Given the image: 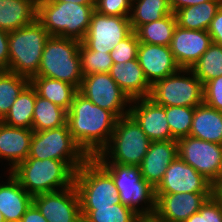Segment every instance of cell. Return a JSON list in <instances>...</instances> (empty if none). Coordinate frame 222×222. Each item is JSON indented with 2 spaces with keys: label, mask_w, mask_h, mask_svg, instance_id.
<instances>
[{
  "label": "cell",
  "mask_w": 222,
  "mask_h": 222,
  "mask_svg": "<svg viewBox=\"0 0 222 222\" xmlns=\"http://www.w3.org/2000/svg\"><path fill=\"white\" fill-rule=\"evenodd\" d=\"M117 119L112 112L95 105L79 92L67 112L69 131L89 158L99 155L107 146Z\"/></svg>",
  "instance_id": "obj_1"
},
{
  "label": "cell",
  "mask_w": 222,
  "mask_h": 222,
  "mask_svg": "<svg viewBox=\"0 0 222 222\" xmlns=\"http://www.w3.org/2000/svg\"><path fill=\"white\" fill-rule=\"evenodd\" d=\"M95 5L37 0L36 19L50 36L82 41L87 34Z\"/></svg>",
  "instance_id": "obj_2"
},
{
  "label": "cell",
  "mask_w": 222,
  "mask_h": 222,
  "mask_svg": "<svg viewBox=\"0 0 222 222\" xmlns=\"http://www.w3.org/2000/svg\"><path fill=\"white\" fill-rule=\"evenodd\" d=\"M10 173L31 196L71 187L75 177V172L64 161L49 158H26Z\"/></svg>",
  "instance_id": "obj_3"
},
{
  "label": "cell",
  "mask_w": 222,
  "mask_h": 222,
  "mask_svg": "<svg viewBox=\"0 0 222 222\" xmlns=\"http://www.w3.org/2000/svg\"><path fill=\"white\" fill-rule=\"evenodd\" d=\"M150 142L137 122L127 115L117 119L109 143L99 155L93 158L99 164L139 166L148 151Z\"/></svg>",
  "instance_id": "obj_4"
},
{
  "label": "cell",
  "mask_w": 222,
  "mask_h": 222,
  "mask_svg": "<svg viewBox=\"0 0 222 222\" xmlns=\"http://www.w3.org/2000/svg\"><path fill=\"white\" fill-rule=\"evenodd\" d=\"M81 42L50 36L45 43L41 63L35 76L61 80L79 89L83 75L79 47Z\"/></svg>",
  "instance_id": "obj_5"
},
{
  "label": "cell",
  "mask_w": 222,
  "mask_h": 222,
  "mask_svg": "<svg viewBox=\"0 0 222 222\" xmlns=\"http://www.w3.org/2000/svg\"><path fill=\"white\" fill-rule=\"evenodd\" d=\"M50 34L35 19L20 29L9 32L8 71L31 79L38 72L45 43Z\"/></svg>",
  "instance_id": "obj_6"
},
{
  "label": "cell",
  "mask_w": 222,
  "mask_h": 222,
  "mask_svg": "<svg viewBox=\"0 0 222 222\" xmlns=\"http://www.w3.org/2000/svg\"><path fill=\"white\" fill-rule=\"evenodd\" d=\"M74 185L81 208H105L121 203L112 176L94 158L76 170Z\"/></svg>",
  "instance_id": "obj_7"
},
{
  "label": "cell",
  "mask_w": 222,
  "mask_h": 222,
  "mask_svg": "<svg viewBox=\"0 0 222 222\" xmlns=\"http://www.w3.org/2000/svg\"><path fill=\"white\" fill-rule=\"evenodd\" d=\"M27 158L64 161L74 172L89 157L73 139L68 124L44 131H33Z\"/></svg>",
  "instance_id": "obj_8"
},
{
  "label": "cell",
  "mask_w": 222,
  "mask_h": 222,
  "mask_svg": "<svg viewBox=\"0 0 222 222\" xmlns=\"http://www.w3.org/2000/svg\"><path fill=\"white\" fill-rule=\"evenodd\" d=\"M100 165L112 176L123 205L131 208L140 217L154 215L156 210L155 189L142 178L139 166ZM139 202L141 204L147 202V207L140 209Z\"/></svg>",
  "instance_id": "obj_9"
},
{
  "label": "cell",
  "mask_w": 222,
  "mask_h": 222,
  "mask_svg": "<svg viewBox=\"0 0 222 222\" xmlns=\"http://www.w3.org/2000/svg\"><path fill=\"white\" fill-rule=\"evenodd\" d=\"M181 73L189 76L186 77ZM149 98L156 104L165 107H196L204 102L203 84L191 69H180L178 72L156 81L151 86Z\"/></svg>",
  "instance_id": "obj_10"
},
{
  "label": "cell",
  "mask_w": 222,
  "mask_h": 222,
  "mask_svg": "<svg viewBox=\"0 0 222 222\" xmlns=\"http://www.w3.org/2000/svg\"><path fill=\"white\" fill-rule=\"evenodd\" d=\"M178 157L215 187L222 180V144L185 136L177 139Z\"/></svg>",
  "instance_id": "obj_11"
},
{
  "label": "cell",
  "mask_w": 222,
  "mask_h": 222,
  "mask_svg": "<svg viewBox=\"0 0 222 222\" xmlns=\"http://www.w3.org/2000/svg\"><path fill=\"white\" fill-rule=\"evenodd\" d=\"M78 92L95 105L109 110L117 118L129 115L130 109H125V107L127 103H131V99L109 73L83 76Z\"/></svg>",
  "instance_id": "obj_12"
},
{
  "label": "cell",
  "mask_w": 222,
  "mask_h": 222,
  "mask_svg": "<svg viewBox=\"0 0 222 222\" xmlns=\"http://www.w3.org/2000/svg\"><path fill=\"white\" fill-rule=\"evenodd\" d=\"M132 32L129 17L103 15L95 10L91 16L87 34L81 43L88 50L111 52Z\"/></svg>",
  "instance_id": "obj_13"
},
{
  "label": "cell",
  "mask_w": 222,
  "mask_h": 222,
  "mask_svg": "<svg viewBox=\"0 0 222 222\" xmlns=\"http://www.w3.org/2000/svg\"><path fill=\"white\" fill-rule=\"evenodd\" d=\"M215 193V186L192 166L177 157L167 167L155 194Z\"/></svg>",
  "instance_id": "obj_14"
},
{
  "label": "cell",
  "mask_w": 222,
  "mask_h": 222,
  "mask_svg": "<svg viewBox=\"0 0 222 222\" xmlns=\"http://www.w3.org/2000/svg\"><path fill=\"white\" fill-rule=\"evenodd\" d=\"M33 204L48 222H83L74 184L63 190L35 195Z\"/></svg>",
  "instance_id": "obj_15"
},
{
  "label": "cell",
  "mask_w": 222,
  "mask_h": 222,
  "mask_svg": "<svg viewBox=\"0 0 222 222\" xmlns=\"http://www.w3.org/2000/svg\"><path fill=\"white\" fill-rule=\"evenodd\" d=\"M129 106V115L137 122L151 142L176 140L171 135L165 106L156 104L149 97L132 99Z\"/></svg>",
  "instance_id": "obj_16"
},
{
  "label": "cell",
  "mask_w": 222,
  "mask_h": 222,
  "mask_svg": "<svg viewBox=\"0 0 222 222\" xmlns=\"http://www.w3.org/2000/svg\"><path fill=\"white\" fill-rule=\"evenodd\" d=\"M214 193L155 194L154 215L164 222H185L198 212L206 200Z\"/></svg>",
  "instance_id": "obj_17"
},
{
  "label": "cell",
  "mask_w": 222,
  "mask_h": 222,
  "mask_svg": "<svg viewBox=\"0 0 222 222\" xmlns=\"http://www.w3.org/2000/svg\"><path fill=\"white\" fill-rule=\"evenodd\" d=\"M212 43L206 30L185 29L177 25L170 49L181 69H191Z\"/></svg>",
  "instance_id": "obj_18"
},
{
  "label": "cell",
  "mask_w": 222,
  "mask_h": 222,
  "mask_svg": "<svg viewBox=\"0 0 222 222\" xmlns=\"http://www.w3.org/2000/svg\"><path fill=\"white\" fill-rule=\"evenodd\" d=\"M137 59L146 80L151 86L156 81L164 79L181 69L171 52L170 46L140 42Z\"/></svg>",
  "instance_id": "obj_19"
},
{
  "label": "cell",
  "mask_w": 222,
  "mask_h": 222,
  "mask_svg": "<svg viewBox=\"0 0 222 222\" xmlns=\"http://www.w3.org/2000/svg\"><path fill=\"white\" fill-rule=\"evenodd\" d=\"M177 157L176 140L150 142L148 151L139 165L142 178L155 189L162 181L167 167Z\"/></svg>",
  "instance_id": "obj_20"
},
{
  "label": "cell",
  "mask_w": 222,
  "mask_h": 222,
  "mask_svg": "<svg viewBox=\"0 0 222 222\" xmlns=\"http://www.w3.org/2000/svg\"><path fill=\"white\" fill-rule=\"evenodd\" d=\"M32 129L9 126L0 121V158L11 162L10 171L29 155Z\"/></svg>",
  "instance_id": "obj_21"
},
{
  "label": "cell",
  "mask_w": 222,
  "mask_h": 222,
  "mask_svg": "<svg viewBox=\"0 0 222 222\" xmlns=\"http://www.w3.org/2000/svg\"><path fill=\"white\" fill-rule=\"evenodd\" d=\"M109 74L131 100L150 96L151 85L146 80L137 58L126 63H113Z\"/></svg>",
  "instance_id": "obj_22"
},
{
  "label": "cell",
  "mask_w": 222,
  "mask_h": 222,
  "mask_svg": "<svg viewBox=\"0 0 222 222\" xmlns=\"http://www.w3.org/2000/svg\"><path fill=\"white\" fill-rule=\"evenodd\" d=\"M8 183L0 185V212L6 222H20L33 203L31 196L10 173Z\"/></svg>",
  "instance_id": "obj_23"
},
{
  "label": "cell",
  "mask_w": 222,
  "mask_h": 222,
  "mask_svg": "<svg viewBox=\"0 0 222 222\" xmlns=\"http://www.w3.org/2000/svg\"><path fill=\"white\" fill-rule=\"evenodd\" d=\"M189 136L222 144V112L204 102L196 106Z\"/></svg>",
  "instance_id": "obj_24"
},
{
  "label": "cell",
  "mask_w": 222,
  "mask_h": 222,
  "mask_svg": "<svg viewBox=\"0 0 222 222\" xmlns=\"http://www.w3.org/2000/svg\"><path fill=\"white\" fill-rule=\"evenodd\" d=\"M37 0H0V29H20L36 19Z\"/></svg>",
  "instance_id": "obj_25"
},
{
  "label": "cell",
  "mask_w": 222,
  "mask_h": 222,
  "mask_svg": "<svg viewBox=\"0 0 222 222\" xmlns=\"http://www.w3.org/2000/svg\"><path fill=\"white\" fill-rule=\"evenodd\" d=\"M30 83L39 96L48 99L67 112L71 108L74 95L78 92L73 85L48 77L33 76Z\"/></svg>",
  "instance_id": "obj_26"
},
{
  "label": "cell",
  "mask_w": 222,
  "mask_h": 222,
  "mask_svg": "<svg viewBox=\"0 0 222 222\" xmlns=\"http://www.w3.org/2000/svg\"><path fill=\"white\" fill-rule=\"evenodd\" d=\"M222 6V0H213L188 6L175 12L177 25L191 30H208V27Z\"/></svg>",
  "instance_id": "obj_27"
},
{
  "label": "cell",
  "mask_w": 222,
  "mask_h": 222,
  "mask_svg": "<svg viewBox=\"0 0 222 222\" xmlns=\"http://www.w3.org/2000/svg\"><path fill=\"white\" fill-rule=\"evenodd\" d=\"M67 124V111L48 99L39 96L35 89V106L32 119L33 131L59 128Z\"/></svg>",
  "instance_id": "obj_28"
},
{
  "label": "cell",
  "mask_w": 222,
  "mask_h": 222,
  "mask_svg": "<svg viewBox=\"0 0 222 222\" xmlns=\"http://www.w3.org/2000/svg\"><path fill=\"white\" fill-rule=\"evenodd\" d=\"M34 106L35 88L29 83L1 121L9 126L32 129Z\"/></svg>",
  "instance_id": "obj_29"
},
{
  "label": "cell",
  "mask_w": 222,
  "mask_h": 222,
  "mask_svg": "<svg viewBox=\"0 0 222 222\" xmlns=\"http://www.w3.org/2000/svg\"><path fill=\"white\" fill-rule=\"evenodd\" d=\"M170 14L173 12L169 0H132L129 19L132 30L136 31L141 25L158 21Z\"/></svg>",
  "instance_id": "obj_30"
},
{
  "label": "cell",
  "mask_w": 222,
  "mask_h": 222,
  "mask_svg": "<svg viewBox=\"0 0 222 222\" xmlns=\"http://www.w3.org/2000/svg\"><path fill=\"white\" fill-rule=\"evenodd\" d=\"M176 27L177 19L173 13L158 21L141 25L135 32L139 42L170 46Z\"/></svg>",
  "instance_id": "obj_31"
},
{
  "label": "cell",
  "mask_w": 222,
  "mask_h": 222,
  "mask_svg": "<svg viewBox=\"0 0 222 222\" xmlns=\"http://www.w3.org/2000/svg\"><path fill=\"white\" fill-rule=\"evenodd\" d=\"M29 83L28 77L8 70H0V121L7 115L19 94Z\"/></svg>",
  "instance_id": "obj_32"
},
{
  "label": "cell",
  "mask_w": 222,
  "mask_h": 222,
  "mask_svg": "<svg viewBox=\"0 0 222 222\" xmlns=\"http://www.w3.org/2000/svg\"><path fill=\"white\" fill-rule=\"evenodd\" d=\"M83 222H139L140 216L126 205L105 208H81Z\"/></svg>",
  "instance_id": "obj_33"
},
{
  "label": "cell",
  "mask_w": 222,
  "mask_h": 222,
  "mask_svg": "<svg viewBox=\"0 0 222 222\" xmlns=\"http://www.w3.org/2000/svg\"><path fill=\"white\" fill-rule=\"evenodd\" d=\"M191 70L204 85L213 78L222 75V46L212 43Z\"/></svg>",
  "instance_id": "obj_34"
},
{
  "label": "cell",
  "mask_w": 222,
  "mask_h": 222,
  "mask_svg": "<svg viewBox=\"0 0 222 222\" xmlns=\"http://www.w3.org/2000/svg\"><path fill=\"white\" fill-rule=\"evenodd\" d=\"M195 107L167 106L165 113L171 135L177 140L189 136Z\"/></svg>",
  "instance_id": "obj_35"
},
{
  "label": "cell",
  "mask_w": 222,
  "mask_h": 222,
  "mask_svg": "<svg viewBox=\"0 0 222 222\" xmlns=\"http://www.w3.org/2000/svg\"><path fill=\"white\" fill-rule=\"evenodd\" d=\"M83 76L93 73H109L113 65L110 52L88 50L82 43L79 47Z\"/></svg>",
  "instance_id": "obj_36"
},
{
  "label": "cell",
  "mask_w": 222,
  "mask_h": 222,
  "mask_svg": "<svg viewBox=\"0 0 222 222\" xmlns=\"http://www.w3.org/2000/svg\"><path fill=\"white\" fill-rule=\"evenodd\" d=\"M139 40L135 31L120 41L110 52L113 63H126L137 58Z\"/></svg>",
  "instance_id": "obj_37"
},
{
  "label": "cell",
  "mask_w": 222,
  "mask_h": 222,
  "mask_svg": "<svg viewBox=\"0 0 222 222\" xmlns=\"http://www.w3.org/2000/svg\"><path fill=\"white\" fill-rule=\"evenodd\" d=\"M132 0H95V10L103 15L130 17Z\"/></svg>",
  "instance_id": "obj_38"
},
{
  "label": "cell",
  "mask_w": 222,
  "mask_h": 222,
  "mask_svg": "<svg viewBox=\"0 0 222 222\" xmlns=\"http://www.w3.org/2000/svg\"><path fill=\"white\" fill-rule=\"evenodd\" d=\"M204 103L222 112V75L203 85Z\"/></svg>",
  "instance_id": "obj_39"
},
{
  "label": "cell",
  "mask_w": 222,
  "mask_h": 222,
  "mask_svg": "<svg viewBox=\"0 0 222 222\" xmlns=\"http://www.w3.org/2000/svg\"><path fill=\"white\" fill-rule=\"evenodd\" d=\"M203 222H222V199L214 193L199 210Z\"/></svg>",
  "instance_id": "obj_40"
},
{
  "label": "cell",
  "mask_w": 222,
  "mask_h": 222,
  "mask_svg": "<svg viewBox=\"0 0 222 222\" xmlns=\"http://www.w3.org/2000/svg\"><path fill=\"white\" fill-rule=\"evenodd\" d=\"M207 32L212 38V42L222 46V6L212 19Z\"/></svg>",
  "instance_id": "obj_41"
},
{
  "label": "cell",
  "mask_w": 222,
  "mask_h": 222,
  "mask_svg": "<svg viewBox=\"0 0 222 222\" xmlns=\"http://www.w3.org/2000/svg\"><path fill=\"white\" fill-rule=\"evenodd\" d=\"M9 32L0 29V70H7L9 66Z\"/></svg>",
  "instance_id": "obj_42"
},
{
  "label": "cell",
  "mask_w": 222,
  "mask_h": 222,
  "mask_svg": "<svg viewBox=\"0 0 222 222\" xmlns=\"http://www.w3.org/2000/svg\"><path fill=\"white\" fill-rule=\"evenodd\" d=\"M20 222H48L47 219L39 212L37 207L32 203L22 216Z\"/></svg>",
  "instance_id": "obj_43"
},
{
  "label": "cell",
  "mask_w": 222,
  "mask_h": 222,
  "mask_svg": "<svg viewBox=\"0 0 222 222\" xmlns=\"http://www.w3.org/2000/svg\"><path fill=\"white\" fill-rule=\"evenodd\" d=\"M213 1V0H169V5L173 13L178 11L179 9L188 7V6H196L198 4Z\"/></svg>",
  "instance_id": "obj_44"
},
{
  "label": "cell",
  "mask_w": 222,
  "mask_h": 222,
  "mask_svg": "<svg viewBox=\"0 0 222 222\" xmlns=\"http://www.w3.org/2000/svg\"><path fill=\"white\" fill-rule=\"evenodd\" d=\"M53 2H71L82 5H95V0H50Z\"/></svg>",
  "instance_id": "obj_45"
},
{
  "label": "cell",
  "mask_w": 222,
  "mask_h": 222,
  "mask_svg": "<svg viewBox=\"0 0 222 222\" xmlns=\"http://www.w3.org/2000/svg\"><path fill=\"white\" fill-rule=\"evenodd\" d=\"M185 222H203V215L198 211L191 215Z\"/></svg>",
  "instance_id": "obj_46"
},
{
  "label": "cell",
  "mask_w": 222,
  "mask_h": 222,
  "mask_svg": "<svg viewBox=\"0 0 222 222\" xmlns=\"http://www.w3.org/2000/svg\"><path fill=\"white\" fill-rule=\"evenodd\" d=\"M139 222H164L158 219L155 215L140 217Z\"/></svg>",
  "instance_id": "obj_47"
},
{
  "label": "cell",
  "mask_w": 222,
  "mask_h": 222,
  "mask_svg": "<svg viewBox=\"0 0 222 222\" xmlns=\"http://www.w3.org/2000/svg\"><path fill=\"white\" fill-rule=\"evenodd\" d=\"M215 193L222 199V180H221V182L215 187Z\"/></svg>",
  "instance_id": "obj_48"
},
{
  "label": "cell",
  "mask_w": 222,
  "mask_h": 222,
  "mask_svg": "<svg viewBox=\"0 0 222 222\" xmlns=\"http://www.w3.org/2000/svg\"><path fill=\"white\" fill-rule=\"evenodd\" d=\"M0 222H6L4 217H3V214L0 212Z\"/></svg>",
  "instance_id": "obj_49"
}]
</instances>
